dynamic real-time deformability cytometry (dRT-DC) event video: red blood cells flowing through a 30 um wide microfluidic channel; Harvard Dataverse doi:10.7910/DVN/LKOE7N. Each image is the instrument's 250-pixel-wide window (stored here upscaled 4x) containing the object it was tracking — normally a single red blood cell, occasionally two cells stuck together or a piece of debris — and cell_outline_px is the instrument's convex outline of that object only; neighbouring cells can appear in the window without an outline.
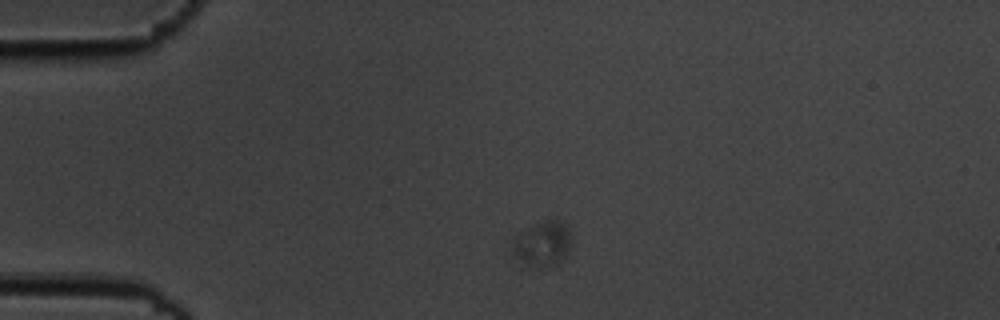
{"species": "common noctule bat (a hibernating species)", "species_latin": "Nyctalus noctula", "temperature_condition": "cold", "stored_images_in_passage": 25, "camera_frame_rate_fps": 3000, "um_per_image_px": 0.085, "animal": {"sex": "male", "body_mass_g": 19.5, "forearm_length_mm": 54.6}, "frame": {"image": 1, "passage_image": 5, "time_ms": 1.333, "image_size_px": [1000, 320], "cell_outline_px": [[572, 248], [568, 256], [564, 260], [548, 268], [516, 268], [512, 252], [512, 240], [520, 232], [536, 224], [548, 220], [560, 220], [568, 228], [572, 236]], "centroid_in_image_um": [46.08, 20.85], "position_along_channel_um": 38.9, "area_um2": 16.76}}
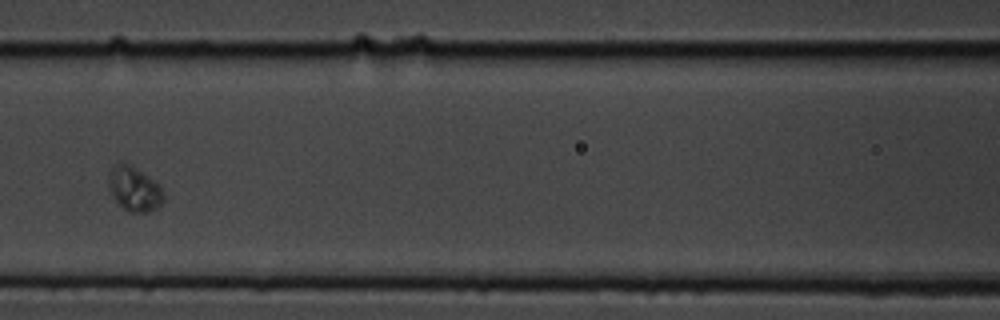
{"frame": {"image": 2, "passage_image": 14, "time_ms": 4.333, "image_size_px": [1000, 320], "cell_outline_px": [[164, 200], [156, 208], [148, 212], [128, 212], [112, 196], [108, 188], [108, 172], [112, 164], [116, 160], [132, 164], [160, 184], [164, 192]], "centroid_in_image_um": [11.39, 15.99], "position_along_channel_um": 155.2, "area_um2": 14.8}}
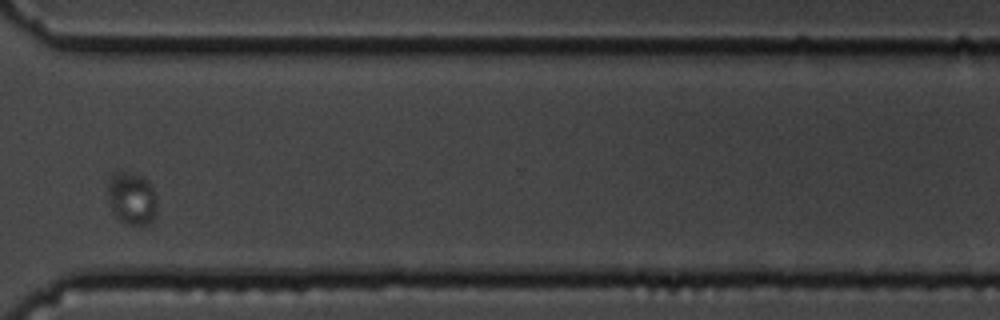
{"frame": {"image": 3, "passage_image": 22, "time_ms": 7.0, "image_size_px": [1000, 320], "cell_outline_px": [[156, 216], [152, 224], [140, 228], [120, 220], [116, 216], [112, 208], [108, 196], [108, 180], [112, 172], [132, 172], [144, 176], [148, 180], [152, 188], [156, 204]], "centroid_in_image_um": [11.23, 16.88], "position_along_channel_um": 359.4, "area_um2": 15.43}}